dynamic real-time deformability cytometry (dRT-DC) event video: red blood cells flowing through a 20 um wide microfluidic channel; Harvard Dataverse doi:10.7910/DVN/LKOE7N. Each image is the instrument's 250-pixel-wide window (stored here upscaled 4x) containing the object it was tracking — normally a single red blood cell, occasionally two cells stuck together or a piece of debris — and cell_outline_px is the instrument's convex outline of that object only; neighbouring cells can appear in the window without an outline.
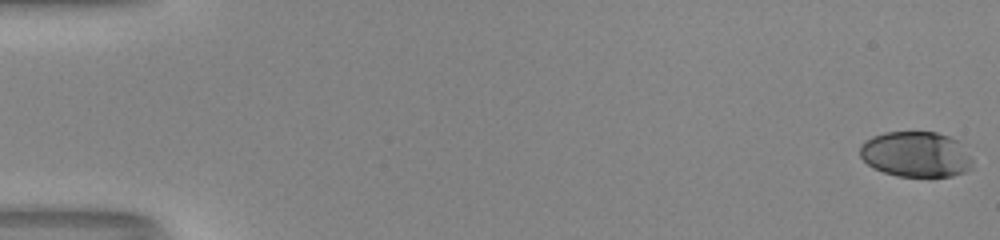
{"species": "human", "species_latin": "Homo sapiens", "temperature_condition": "room temperature", "stored_images_in_passage": 52, "camera_frame_rate_fps": 3000, "um_per_image_px": 0.085, "donor": {"sex": "male"}, "frame": {"image": 1, "passage_image": 1, "time_ms": 0.0, "image_size_px": [1000, 240], "cell_outline_px": [[972, 168], [964, 172], [952, 176], [896, 176], [872, 168], [860, 156], [860, 144], [864, 140], [872, 136], [884, 132], [936, 132], [948, 136], [956, 140], [972, 160]], "centroid_in_image_um": [77.8, 13.12], "position_along_channel_um": 7.2, "area_um2": 29.77}}
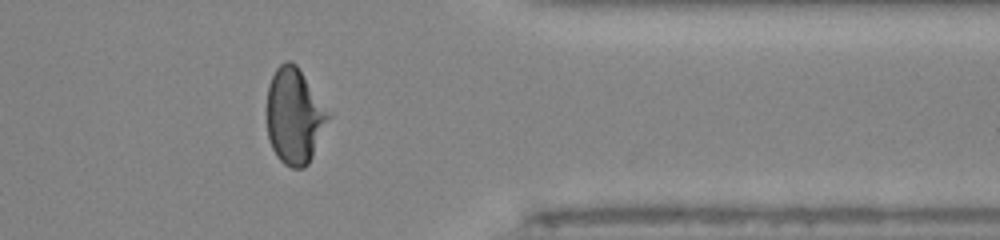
{"frame": {"image": 2, "passage_image": 43, "time_ms": 14.0, "image_size_px": [1000, 240], "cell_outline_px": [[332, 116], [308, 164], [304, 168], [292, 168], [284, 164], [276, 156], [272, 148], [268, 136], [268, 84], [276, 68], [284, 60], [292, 60], [296, 64]], "centroid_in_image_um": [25.04, 9.86], "position_along_channel_um": 386.4, "area_um2": 34.22}}
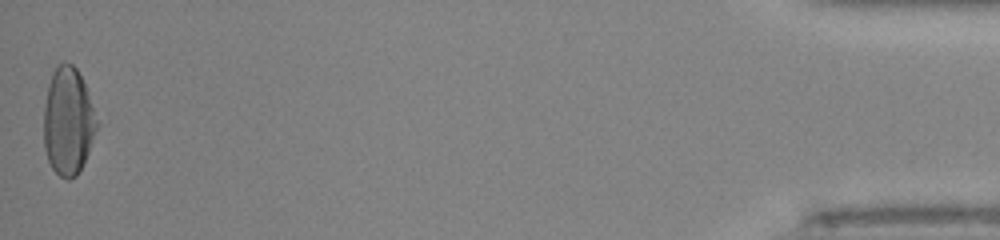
{"frame": {"image": 3, "passage_image": 52, "time_ms": 17.0, "image_size_px": [1000, 240], "cell_outline_px": [[100, 120], [84, 164], [76, 176], [68, 180], [60, 176], [52, 168], [48, 160], [44, 148], [44, 104], [48, 84], [52, 72], [64, 60], [72, 64], [76, 68], [84, 84]], "centroid_in_image_um": [5.8, 10.31], "position_along_channel_um": 429.4, "area_um2": 33.58}, "authors_computed_cell_mechanics": {"area_um2": 32.8593, "velocity_mm_per_s": 4.1577, "shape_relaxation_time_tau1_ms": 7.0186, "shape_relaxation_time_tau2_ms": 1.2088, "deformation_change_tau1": 0.2433, "deformation_change_tau2": 0.0532}}